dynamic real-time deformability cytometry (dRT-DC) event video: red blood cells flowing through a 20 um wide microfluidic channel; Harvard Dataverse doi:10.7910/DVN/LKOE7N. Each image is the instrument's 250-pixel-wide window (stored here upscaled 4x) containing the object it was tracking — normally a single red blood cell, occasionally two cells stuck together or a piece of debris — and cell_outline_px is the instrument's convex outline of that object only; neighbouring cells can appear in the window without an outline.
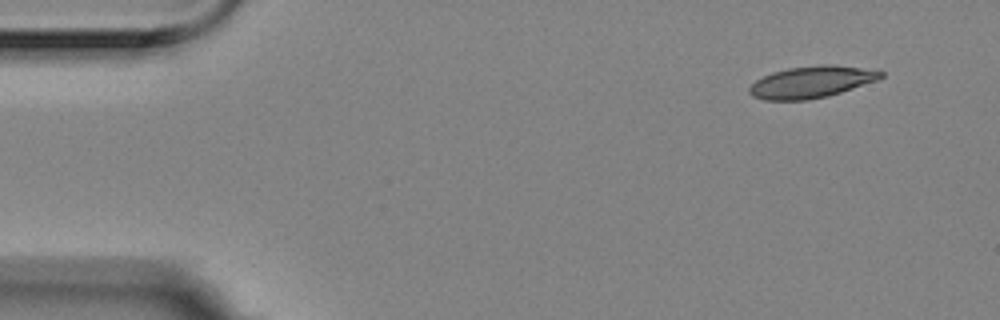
{"species": "Egyptian fruit bat (a non-hibernating species)", "species_latin": "Rousettus aegyptiacus", "temperature_condition": "room temperature", "stored_images_in_passage": 4, "camera_frame_rate_fps": 3000, "um_per_image_px": 0.085, "animal": {"sex": "female"}, "frame": {"image": 1, "passage_image": 1, "time_ms": 0.0, "image_size_px": [1000, 320], "cell_outline_px": [[884, 76], [876, 80], [828, 96], [808, 100], [764, 100], [752, 96], [748, 92], [748, 88], [756, 80], [772, 72], [788, 68], [820, 64], [836, 64], [880, 68], [884, 72]], "centroid_in_image_um": [69.04, 6.94], "position_along_channel_um": 16.0, "area_um2": 24.8}}
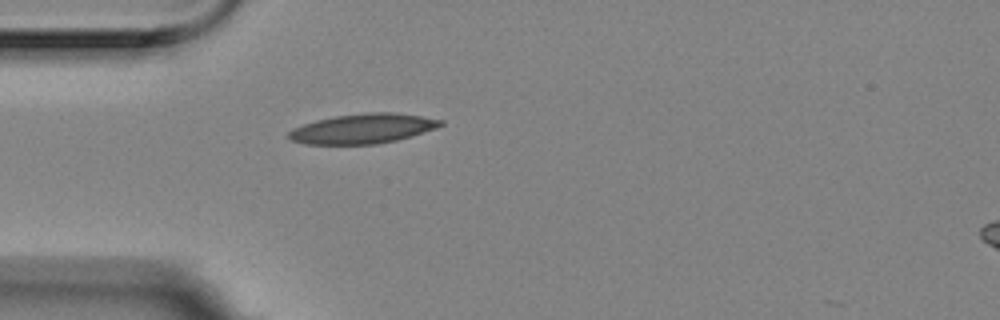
{"frame": {"image": 2, "passage_image": 4, "time_ms": 1.0, "image_size_px": [1000, 320], "cell_outline_px": [[444, 124], [436, 128], [412, 136], [396, 140], [376, 144], [304, 144], [292, 140], [288, 136], [288, 132], [292, 128], [316, 120], [336, 116], [368, 112], [396, 112], [444, 120]], "centroid_in_image_um": [30.85, 10.93], "position_along_channel_um": 54.1, "area_um2": 26.3}}